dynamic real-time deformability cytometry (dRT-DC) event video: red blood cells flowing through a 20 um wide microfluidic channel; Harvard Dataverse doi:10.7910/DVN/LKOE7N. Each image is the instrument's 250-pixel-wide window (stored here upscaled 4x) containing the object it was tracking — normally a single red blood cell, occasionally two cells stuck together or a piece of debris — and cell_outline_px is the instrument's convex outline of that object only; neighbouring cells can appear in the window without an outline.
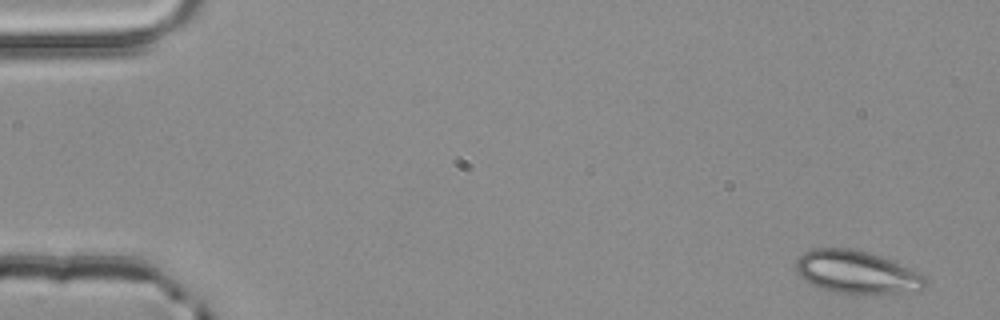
{"species": "common noctule bat (a hibernating species)", "species_latin": "Nyctalus noctula", "temperature_condition": "room temperature", "stored_images_in_passage": 4, "camera_frame_rate_fps": 3000, "um_per_image_px": 0.085, "animal": {"sex": "male", "body_mass_g": 20.4}, "frame": {"image": 1, "passage_image": 1, "time_ms": 0.0, "image_size_px": [1000, 320], "cell_outline_px": [[928, 284], [920, 292], [832, 292], [820, 288], [804, 280], [796, 272], [796, 260], [804, 252], [816, 248], [852, 248], [868, 252], [880, 256], [908, 268], [924, 276], [928, 280]], "centroid_in_image_um": [72.81, 23.12], "position_along_channel_um": 12.2, "area_um2": 31.85}}